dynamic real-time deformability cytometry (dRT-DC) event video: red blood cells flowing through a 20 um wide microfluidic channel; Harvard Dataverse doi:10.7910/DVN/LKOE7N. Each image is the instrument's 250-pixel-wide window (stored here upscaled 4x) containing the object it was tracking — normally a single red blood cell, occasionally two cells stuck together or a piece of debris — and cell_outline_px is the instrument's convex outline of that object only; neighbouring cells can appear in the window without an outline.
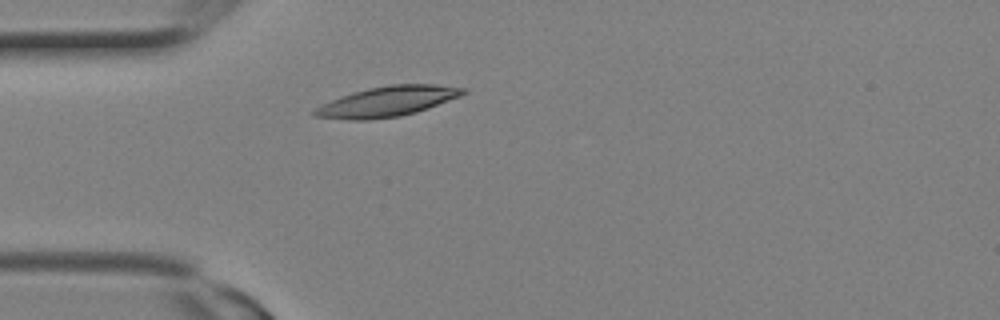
{"species": "Egyptian fruit bat (a non-hibernating species)", "species_latin": "Rousettus aegyptiacus", "temperature_condition": "room temperature", "stored_images_in_passage": 4, "camera_frame_rate_fps": 3000, "um_per_image_px": 0.085, "animal": {"sex": "female"}, "frame": {"image": 1, "passage_image": 2, "time_ms": 0.333, "image_size_px": [1000, 320], "cell_outline_px": [[468, 92], [460, 96], [428, 108], [416, 112], [400, 116], [368, 120], [348, 120], [312, 116], [312, 112], [316, 108], [332, 100], [352, 92], [368, 88], [392, 84], [436, 84], [468, 88]], "centroid_in_image_um": [32.96, 8.62], "position_along_channel_um": 52.0, "area_um2": 26.07}}
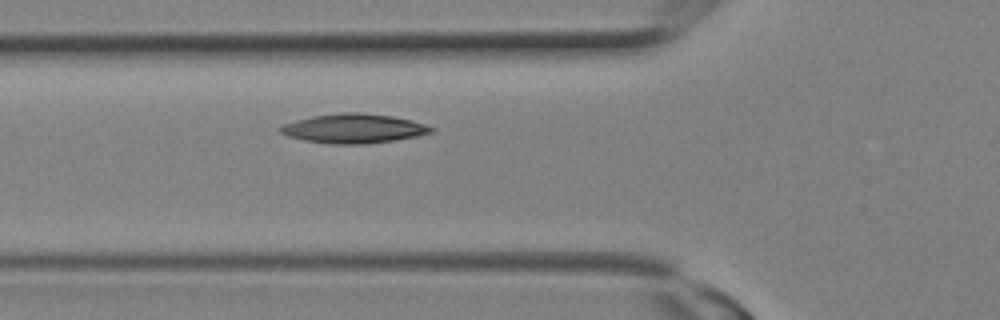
{"frame": {"image": 2, "passage_image": 4, "time_ms": 1.0, "image_size_px": [1000, 320], "cell_outline_px": [[436, 128], [432, 132], [416, 136], [396, 140], [368, 144], [328, 144], [304, 140], [288, 136], [280, 132], [276, 128], [284, 124], [296, 120], [312, 116], [344, 112], [360, 112], [392, 116], [412, 120]], "centroid_in_image_um": [30.06, 10.92], "position_along_channel_um": 95.7, "area_um2": 25.89}}